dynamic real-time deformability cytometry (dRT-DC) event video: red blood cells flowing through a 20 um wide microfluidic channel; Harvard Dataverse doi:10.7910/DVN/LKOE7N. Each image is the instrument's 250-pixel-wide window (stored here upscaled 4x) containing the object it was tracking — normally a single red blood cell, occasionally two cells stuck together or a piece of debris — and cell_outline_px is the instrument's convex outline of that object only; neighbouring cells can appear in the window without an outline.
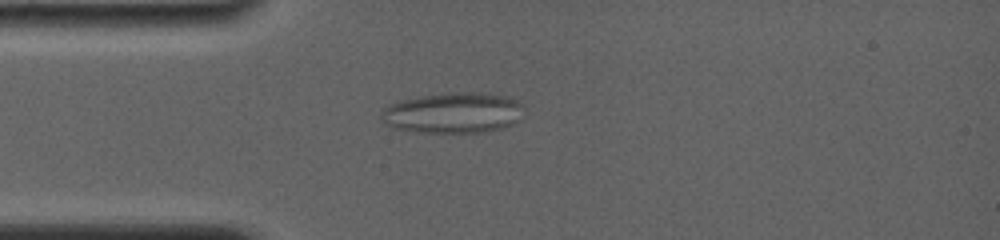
{"species": "common noctule bat (a hibernating species)", "species_latin": "Nyctalus noctula", "temperature_condition": "room temperature", "stored_images_in_passage": 5, "camera_frame_rate_fps": 4000, "um_per_image_px": 0.085, "animal": {"sex": "female", "body_mass_g": 19.0, "forearm_length_mm": 56.7}, "frame": {"image": 1, "passage_image": 3, "time_ms": 1.75, "image_size_px": [1000, 240], "cell_outline_px": [[524, 108], [520, 120], [512, 124], [500, 128], [484, 132], [412, 132], [392, 128], [384, 124], [380, 116], [380, 112], [388, 104], [400, 100], [424, 96], [452, 92], [476, 92], [508, 96], [524, 104]], "centroid_in_image_um": [38.5, 9.59], "position_along_channel_um": 46.5, "area_um2": 34.16}}
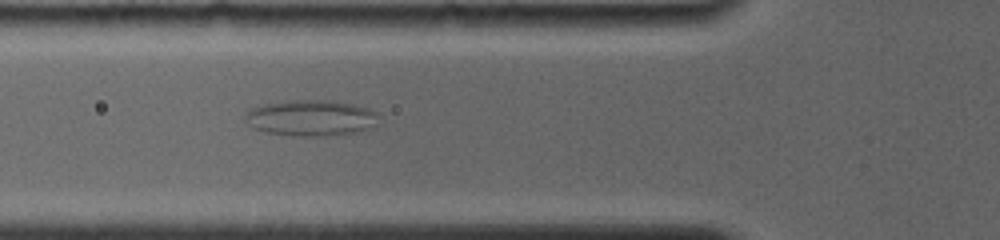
{"frame": {"image": 2, "passage_image": 5, "time_ms": 3.5, "image_size_px": [1000, 240], "cell_outline_px": [[376, 128], [352, 132], [268, 132], [252, 128], [244, 120], [244, 112], [260, 104], [296, 100], [332, 100], [356, 104], [368, 108], [376, 112]], "centroid_in_image_um": [26.41, 9.93], "position_along_channel_um": 99.4, "area_um2": 26.59}}